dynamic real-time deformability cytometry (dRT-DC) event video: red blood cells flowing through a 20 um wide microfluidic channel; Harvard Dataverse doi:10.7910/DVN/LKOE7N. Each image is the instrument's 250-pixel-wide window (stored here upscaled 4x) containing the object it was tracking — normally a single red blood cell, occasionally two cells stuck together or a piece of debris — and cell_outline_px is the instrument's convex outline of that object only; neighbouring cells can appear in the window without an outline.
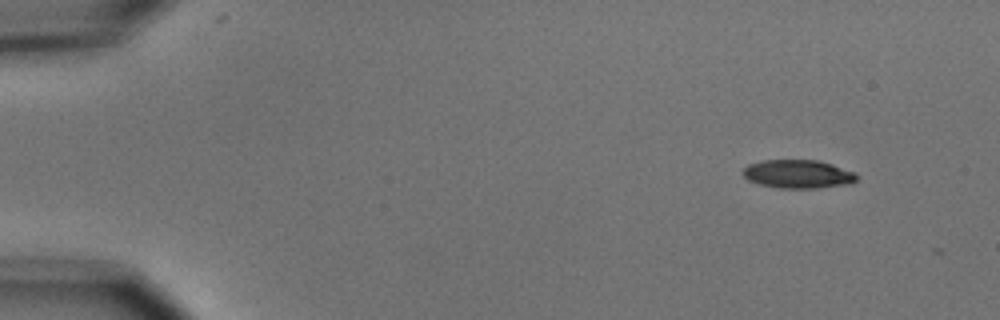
{"species": "common noctule bat (a hibernating species)", "species_latin": "Nyctalus noctula", "temperature_condition": "cold", "stored_images_in_passage": 2, "camera_frame_rate_fps": 3000, "um_per_image_px": 0.085, "animal": {"sex": "male", "body_mass_g": 15.6}, "frame": {"image": 1, "passage_image": 1, "time_ms": 0.0, "image_size_px": [1000, 320], "cell_outline_px": [[860, 176], [852, 184], [816, 188], [776, 188], [760, 184], [748, 180], [744, 176], [744, 168], [748, 164], [764, 160], [820, 160], [856, 172]], "centroid_in_image_um": [67.89, 14.79], "position_along_channel_um": 17.1, "area_um2": 19.07}}